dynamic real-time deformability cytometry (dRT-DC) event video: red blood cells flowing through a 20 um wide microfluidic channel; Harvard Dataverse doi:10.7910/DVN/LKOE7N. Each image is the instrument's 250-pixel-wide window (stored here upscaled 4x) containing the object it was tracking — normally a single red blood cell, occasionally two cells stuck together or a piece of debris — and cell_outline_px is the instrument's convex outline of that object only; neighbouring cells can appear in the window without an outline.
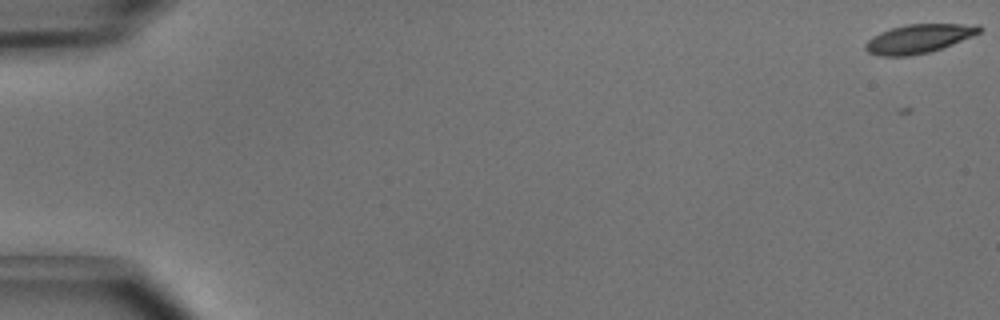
{"species": "common noctule bat (a hibernating species)", "species_latin": "Nyctalus noctula", "temperature_condition": "cold", "stored_images_in_passage": 6, "camera_frame_rate_fps": 3000, "um_per_image_px": 0.085, "animal": {"sex": "male", "body_mass_g": 15.6}, "frame": {"image": 1, "passage_image": 1, "time_ms": 0.0, "image_size_px": [1000, 320], "cell_outline_px": [[984, 28], [980, 32], [972, 36], [952, 44], [928, 52], [908, 56], [880, 56], [868, 52], [864, 48], [864, 44], [872, 36], [880, 32], [892, 28], [908, 24], [980, 24]], "centroid_in_image_um": [78.09, 3.28], "position_along_channel_um": 6.9, "area_um2": 19.07}}
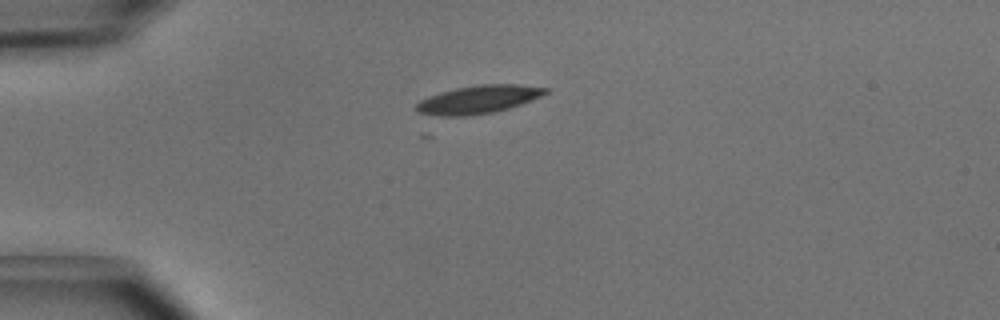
{"frame": {"image": 2, "passage_image": 4, "time_ms": 1.0, "image_size_px": [1000, 320], "cell_outline_px": [[548, 92], [540, 96], [520, 104], [496, 112], [464, 116], [440, 116], [416, 112], [416, 104], [420, 100], [428, 96], [440, 92], [456, 88], [476, 84], [520, 84], [548, 88]], "centroid_in_image_um": [40.64, 8.45], "position_along_channel_um": 44.4, "area_um2": 21.15}}